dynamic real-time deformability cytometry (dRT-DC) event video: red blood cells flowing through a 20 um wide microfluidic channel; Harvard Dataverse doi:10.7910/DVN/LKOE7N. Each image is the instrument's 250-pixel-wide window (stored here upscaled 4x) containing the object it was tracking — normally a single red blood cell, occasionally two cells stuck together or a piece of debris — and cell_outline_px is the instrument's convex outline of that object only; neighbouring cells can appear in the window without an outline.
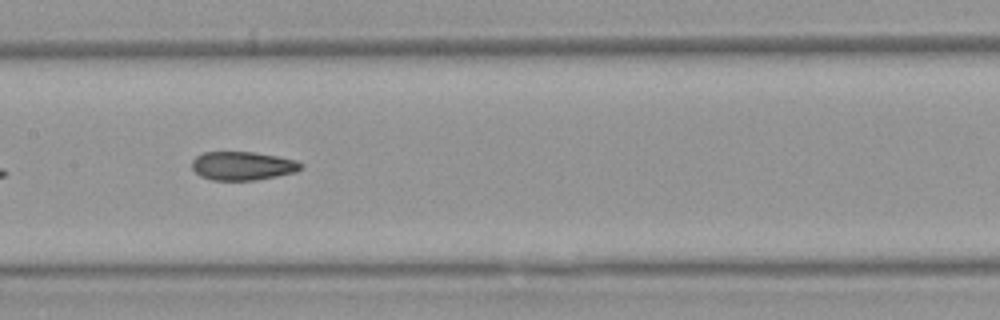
{"species": "Egyptian fruit bat (a non-hibernating species)", "species_latin": "Rousettus aegyptiacus", "temperature_condition": "warm", "stored_images_in_passage": 9, "camera_frame_rate_fps": 3000, "um_per_image_px": 0.085, "animal": {"sex": "female"}, "frame": {"image": 1, "passage_image": 7, "time_ms": 7.0, "image_size_px": [1000, 320], "cell_outline_px": [[304, 168], [296, 172], [256, 180], [212, 180], [200, 176], [192, 168], [192, 160], [196, 156], [204, 152], [252, 152], [276, 156], [296, 160], [304, 164]], "centroid_in_image_um": [20.64, 14.1], "position_along_channel_um": 186.8, "area_um2": 18.21}}
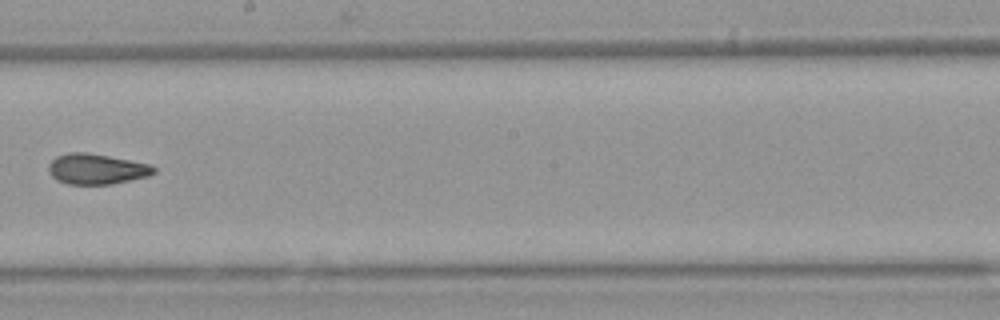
{"frame": {"image": 2, "passage_image": 8, "time_ms": 8.333, "image_size_px": [1000, 320], "cell_outline_px": [[156, 172], [148, 176], [112, 184], [68, 184], [56, 180], [48, 172], [48, 164], [56, 156], [68, 152], [88, 152], [152, 164], [156, 168]], "centroid_in_image_um": [8.2, 14.36], "position_along_channel_um": 240.0, "area_um2": 18.9}}
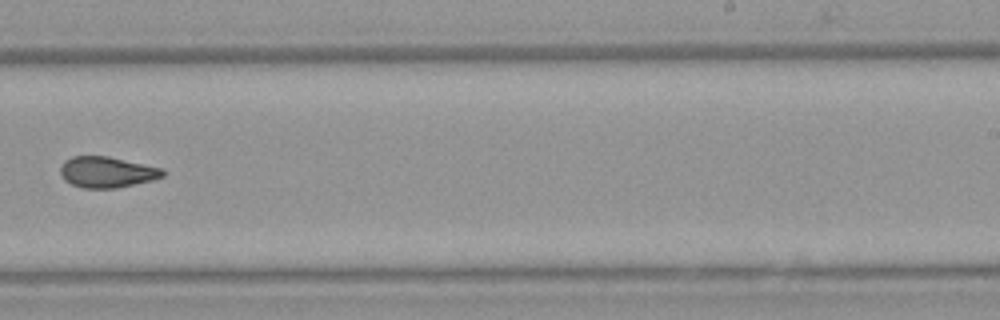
{"frame": {"image": 3, "passage_image": 9, "time_ms": 9.333, "image_size_px": [1000, 320], "cell_outline_px": [[164, 176], [152, 180], [116, 188], [84, 188], [72, 184], [64, 180], [60, 172], [60, 168], [64, 160], [72, 156], [108, 156], [160, 168], [164, 172]], "centroid_in_image_um": [9.04, 14.63], "position_along_channel_um": 280.0, "area_um2": 18.26}}